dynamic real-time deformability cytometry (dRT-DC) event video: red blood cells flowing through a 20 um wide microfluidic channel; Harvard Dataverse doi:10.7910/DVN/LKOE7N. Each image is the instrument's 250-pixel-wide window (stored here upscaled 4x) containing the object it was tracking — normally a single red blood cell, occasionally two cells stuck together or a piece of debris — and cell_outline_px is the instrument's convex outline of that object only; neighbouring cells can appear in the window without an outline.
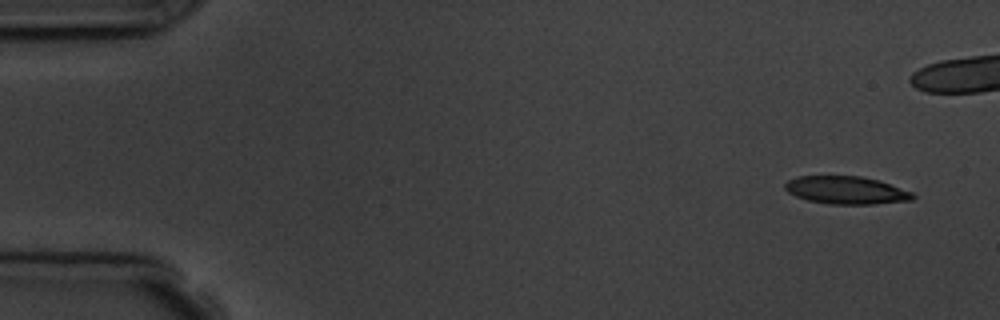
{"species": "common noctule bat (a hibernating species)", "species_latin": "Nyctalus noctula", "temperature_condition": "room temperature", "stored_images_in_passage": 5, "camera_frame_rate_fps": 3000, "um_per_image_px": 0.085, "animal": {"sex": "male", "body_mass_g": 19.5, "forearm_length_mm": 54.6}, "frame": {"image": 1, "passage_image": 1, "time_ms": 0.0, "image_size_px": [1000, 320], "cell_outline_px": [[916, 196], [912, 200], [872, 204], [828, 204], [808, 200], [796, 196], [788, 192], [784, 188], [784, 184], [788, 180], [796, 176], [860, 176], [880, 180], [912, 192]], "centroid_in_image_um": [71.92, 16.16], "position_along_channel_um": 13.1, "area_um2": 20.75}}